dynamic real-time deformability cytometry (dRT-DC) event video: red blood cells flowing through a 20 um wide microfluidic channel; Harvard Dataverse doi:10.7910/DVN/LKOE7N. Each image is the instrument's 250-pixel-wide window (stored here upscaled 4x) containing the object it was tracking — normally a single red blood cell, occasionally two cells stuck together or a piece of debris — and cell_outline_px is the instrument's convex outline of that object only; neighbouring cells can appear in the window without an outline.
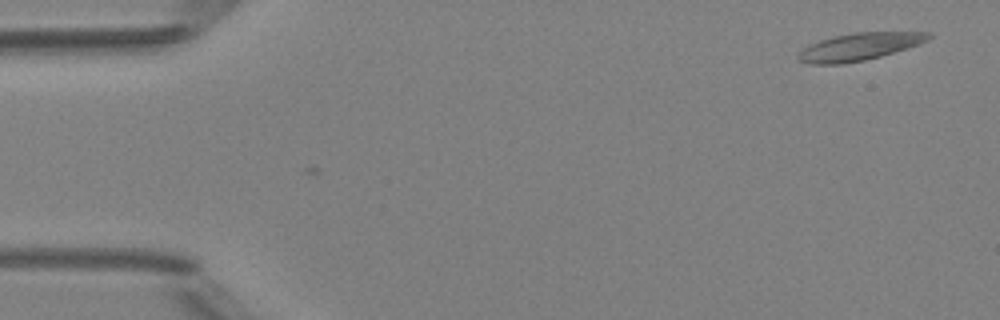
{"species": "Egyptian fruit bat (a non-hibernating species)", "species_latin": "Rousettus aegyptiacus", "temperature_condition": "room temperature", "stored_images_in_passage": 2, "camera_frame_rate_fps": 3000, "um_per_image_px": 0.085, "animal": {"sex": "female"}, "frame": {"image": 1, "passage_image": 2, "time_ms": 1.333, "image_size_px": [1000, 320], "cell_outline_px": [[932, 36], [928, 40], [920, 44], [908, 48], [880, 56], [864, 60], [844, 64], [808, 64], [800, 60], [796, 56], [804, 48], [820, 40], [832, 36], [852, 32], [932, 32]], "centroid_in_image_um": [73.07, 3.96], "position_along_channel_um": 11.9, "area_um2": 20.81}}